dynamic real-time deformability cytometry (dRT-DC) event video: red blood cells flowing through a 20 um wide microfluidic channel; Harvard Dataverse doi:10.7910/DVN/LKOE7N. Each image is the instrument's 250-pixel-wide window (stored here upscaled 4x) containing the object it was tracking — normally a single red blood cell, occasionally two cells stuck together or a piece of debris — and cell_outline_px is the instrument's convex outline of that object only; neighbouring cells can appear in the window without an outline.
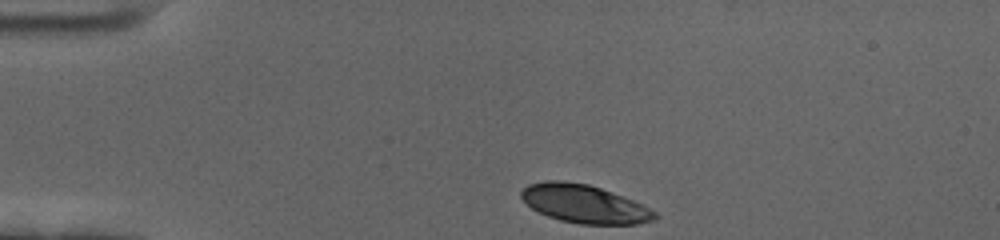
{"species": "human", "species_latin": "Homo sapiens", "temperature_condition": "cold", "stored_images_in_passage": 38, "camera_frame_rate_fps": 3000, "um_per_image_px": 0.085, "donor": {"sex": "female"}, "frame": {"image": 1, "passage_image": 1, "time_ms": 0.0, "image_size_px": [1000, 240], "cell_outline_px": [[660, 216], [656, 220], [636, 224], [580, 224], [560, 220], [548, 216], [532, 208], [520, 196], [520, 192], [528, 184], [548, 180], [560, 180], [588, 184], [600, 188], [632, 200], [656, 212]], "centroid_in_image_um": [49.67, 17.33], "position_along_channel_um": 35.3, "area_um2": 29.54}}
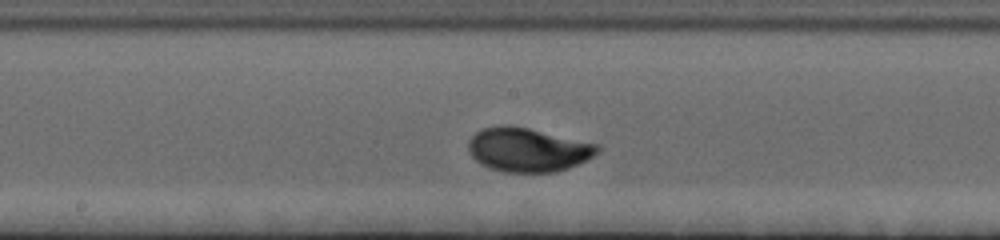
{"frame": {"image": 2, "passage_image": 20, "time_ms": 6.333, "image_size_px": [1000, 240], "cell_outline_px": [[600, 152], [568, 168], [556, 172], [504, 172], [488, 168], [480, 164], [468, 152], [468, 140], [480, 128], [504, 124], [508, 124], [528, 128], [600, 144]], "centroid_in_image_um": [44.83, 12.72], "position_along_channel_um": 203.4, "area_um2": 33.29}}
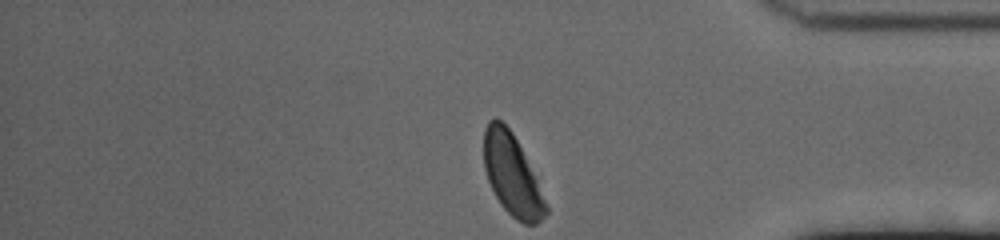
{"frame": {"image": 3, "passage_image": 38, "time_ms": 12.333, "image_size_px": [1000, 240], "cell_outline_px": [[548, 212], [536, 224], [524, 224], [516, 220], [500, 204], [488, 180], [484, 168], [484, 128], [488, 120], [496, 116], [512, 132], [536, 180], [548, 208]], "centroid_in_image_um": [43.49, 14.86], "position_along_channel_um": 391.7, "area_um2": 28.73}, "authors_computed_cell_mechanics": {"area_um2": 31.7033, "velocity_mm_per_s": 3.4314, "shape_relaxation_time_tau1_ms": 2.9868, "shape_relaxation_time_tau2_ms": null, "deformation_change_tau1": 0.1595, "deformation_change_tau2": null}}